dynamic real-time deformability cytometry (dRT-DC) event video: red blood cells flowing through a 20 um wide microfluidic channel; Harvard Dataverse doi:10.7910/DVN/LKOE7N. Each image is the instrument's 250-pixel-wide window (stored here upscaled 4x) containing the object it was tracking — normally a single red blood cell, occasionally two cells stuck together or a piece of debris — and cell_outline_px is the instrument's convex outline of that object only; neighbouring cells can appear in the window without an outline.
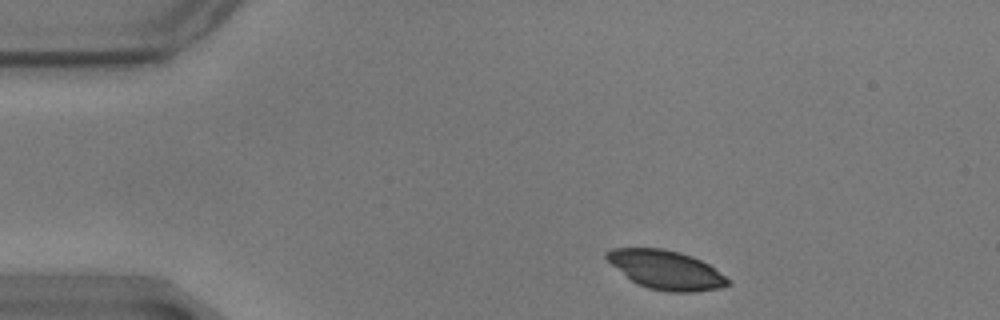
{"species": "common noctule bat (a hibernating species)", "species_latin": "Nyctalus noctula", "temperature_condition": "warm", "stored_images_in_passage": 52, "camera_frame_rate_fps": 3000, "um_per_image_px": 0.085, "animal": {"sex": "male", "body_mass_g": 17.9}, "frame": {"image": 1, "passage_image": 3, "time_ms": 0.667, "image_size_px": [1000, 320], "cell_outline_px": [[732, 284], [720, 288], [696, 292], [668, 292], [648, 288], [636, 284], [612, 264], [604, 256], [604, 252], [612, 248], [664, 248], [680, 252], [692, 256], [708, 264], [732, 280]], "centroid_in_image_um": [56.64, 22.94], "position_along_channel_um": 28.4, "area_um2": 27.63}}
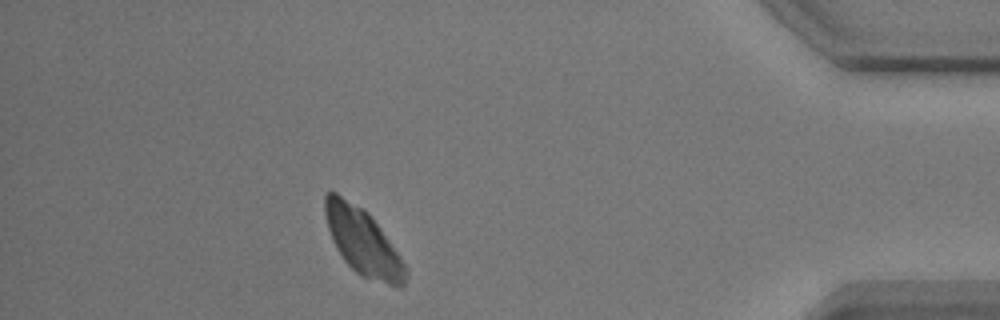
{"frame": {"image": 2, "passage_image": 45, "time_ms": 14.667, "image_size_px": [1000, 320], "cell_outline_px": [[408, 276], [404, 284], [400, 288], [360, 276], [344, 260], [336, 248], [332, 240], [328, 228], [324, 212], [324, 196], [328, 192], [336, 192], [368, 212], [372, 216], [408, 268]], "centroid_in_image_um": [30.85, 20.57], "position_along_channel_um": 404.3, "area_um2": 31.15}}